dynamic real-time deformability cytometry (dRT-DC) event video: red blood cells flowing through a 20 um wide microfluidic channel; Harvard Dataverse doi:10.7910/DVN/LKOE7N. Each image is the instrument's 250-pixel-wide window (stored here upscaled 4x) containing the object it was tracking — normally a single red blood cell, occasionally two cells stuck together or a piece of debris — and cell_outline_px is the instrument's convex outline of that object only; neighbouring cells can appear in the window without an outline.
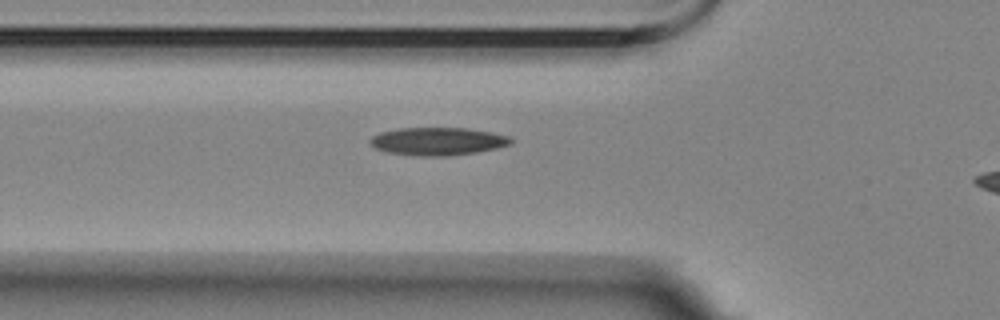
{"species": "Egyptian fruit bat (a non-hibernating species)", "species_latin": "Rousettus aegyptiacus", "temperature_condition": "room temperature", "stored_images_in_passage": 32, "camera_frame_rate_fps": 3000, "um_per_image_px": 0.085, "animal": {"sex": "female"}, "frame": {"image": 1, "passage_image": 2, "time_ms": 0.333, "image_size_px": [1000, 320], "cell_outline_px": [[512, 144], [496, 148], [476, 152], [448, 156], [420, 156], [388, 152], [376, 148], [372, 144], [372, 136], [380, 132], [400, 128], [468, 128], [492, 132], [508, 136], [512, 140]], "centroid_in_image_um": [37.25, 12.01], "position_along_channel_um": 88.6, "area_um2": 22.66}}
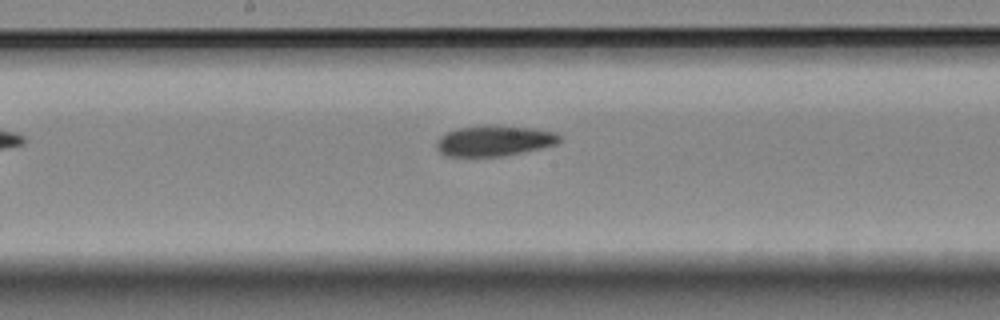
{"frame": {"image": 2, "passage_image": 12, "time_ms": 3.667, "image_size_px": [1000, 320], "cell_outline_px": [[564, 136], [556, 144], [540, 148], [504, 156], [448, 156], [440, 152], [436, 148], [436, 140], [440, 136], [456, 128], [480, 124], [488, 124], [532, 128], [556, 132]], "centroid_in_image_um": [42.0, 11.94], "position_along_channel_um": 206.2, "area_um2": 22.25}}
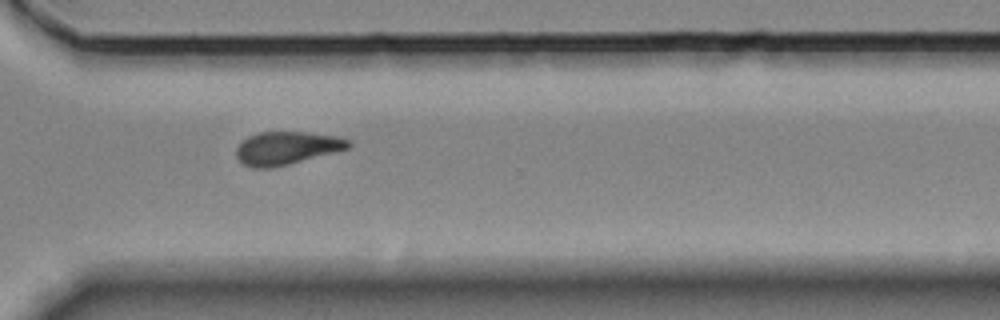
{"frame": {"image": 3, "passage_image": 24, "time_ms": 7.667, "image_size_px": [1000, 320], "cell_outline_px": [[352, 144], [348, 148], [288, 164], [268, 168], [252, 168], [244, 164], [236, 156], [236, 148], [248, 136], [260, 132], [308, 132], [336, 136], [352, 140]], "centroid_in_image_um": [24.37, 12.57], "position_along_channel_um": 346.2, "area_um2": 21.33}}